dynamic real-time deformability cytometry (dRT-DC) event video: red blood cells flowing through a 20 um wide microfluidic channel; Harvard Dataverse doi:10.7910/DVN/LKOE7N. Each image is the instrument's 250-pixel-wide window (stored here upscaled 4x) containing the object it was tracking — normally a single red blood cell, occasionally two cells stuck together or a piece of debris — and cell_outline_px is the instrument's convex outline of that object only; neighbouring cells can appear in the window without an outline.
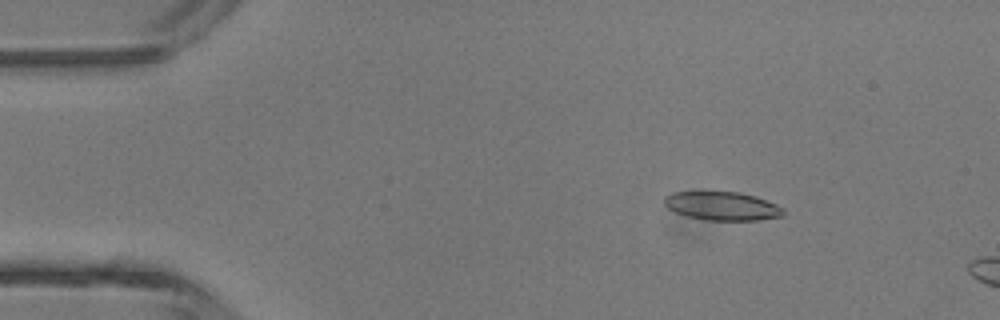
{"species": "common noctule bat (a hibernating species)", "species_latin": "Nyctalus noctula", "temperature_condition": "room temperature", "stored_images_in_passage": 3, "camera_frame_rate_fps": 3000, "um_per_image_px": 0.085, "animal": {"sex": "male", "body_mass_g": 13.3}, "frame": {"image": 1, "passage_image": 2, "time_ms": 1.333, "image_size_px": [1000, 320], "cell_outline_px": [[784, 216], [756, 220], [704, 220], [684, 216], [668, 208], [664, 204], [664, 196], [672, 192], [740, 192], [756, 196], [776, 204], [784, 208]], "centroid_in_image_um": [61.38, 17.51], "position_along_channel_um": 23.6, "area_um2": 19.94}}